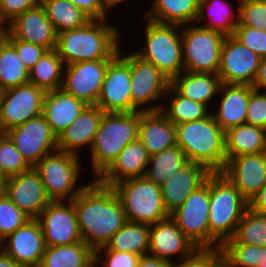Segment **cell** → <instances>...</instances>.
<instances>
[{
	"instance_id": "obj_1",
	"label": "cell",
	"mask_w": 266,
	"mask_h": 267,
	"mask_svg": "<svg viewBox=\"0 0 266 267\" xmlns=\"http://www.w3.org/2000/svg\"><path fill=\"white\" fill-rule=\"evenodd\" d=\"M92 180L72 201L82 241L95 251L128 220L115 190Z\"/></svg>"
},
{
	"instance_id": "obj_2",
	"label": "cell",
	"mask_w": 266,
	"mask_h": 267,
	"mask_svg": "<svg viewBox=\"0 0 266 267\" xmlns=\"http://www.w3.org/2000/svg\"><path fill=\"white\" fill-rule=\"evenodd\" d=\"M108 21V18L90 20L81 28L58 33L55 50L65 66L76 62L113 59L119 53V26Z\"/></svg>"
},
{
	"instance_id": "obj_3",
	"label": "cell",
	"mask_w": 266,
	"mask_h": 267,
	"mask_svg": "<svg viewBox=\"0 0 266 267\" xmlns=\"http://www.w3.org/2000/svg\"><path fill=\"white\" fill-rule=\"evenodd\" d=\"M176 143L187 160L205 166L211 173L221 172L226 164L225 131L212 114L204 119L175 125Z\"/></svg>"
},
{
	"instance_id": "obj_4",
	"label": "cell",
	"mask_w": 266,
	"mask_h": 267,
	"mask_svg": "<svg viewBox=\"0 0 266 267\" xmlns=\"http://www.w3.org/2000/svg\"><path fill=\"white\" fill-rule=\"evenodd\" d=\"M210 249L220 246L235 233L249 202L220 172L209 175Z\"/></svg>"
},
{
	"instance_id": "obj_5",
	"label": "cell",
	"mask_w": 266,
	"mask_h": 267,
	"mask_svg": "<svg viewBox=\"0 0 266 267\" xmlns=\"http://www.w3.org/2000/svg\"><path fill=\"white\" fill-rule=\"evenodd\" d=\"M140 111L104 112L89 151L94 179L117 158L120 151L138 139Z\"/></svg>"
},
{
	"instance_id": "obj_6",
	"label": "cell",
	"mask_w": 266,
	"mask_h": 267,
	"mask_svg": "<svg viewBox=\"0 0 266 267\" xmlns=\"http://www.w3.org/2000/svg\"><path fill=\"white\" fill-rule=\"evenodd\" d=\"M144 46L133 51L152 63L170 81L184 71L181 26L145 19Z\"/></svg>"
},
{
	"instance_id": "obj_7",
	"label": "cell",
	"mask_w": 266,
	"mask_h": 267,
	"mask_svg": "<svg viewBox=\"0 0 266 267\" xmlns=\"http://www.w3.org/2000/svg\"><path fill=\"white\" fill-rule=\"evenodd\" d=\"M130 222L152 225L168 218L161 186L145 177L122 180L112 186Z\"/></svg>"
},
{
	"instance_id": "obj_8",
	"label": "cell",
	"mask_w": 266,
	"mask_h": 267,
	"mask_svg": "<svg viewBox=\"0 0 266 267\" xmlns=\"http://www.w3.org/2000/svg\"><path fill=\"white\" fill-rule=\"evenodd\" d=\"M80 159L73 153L56 150L34 166L51 201H71L88 185L78 183L83 169Z\"/></svg>"
},
{
	"instance_id": "obj_9",
	"label": "cell",
	"mask_w": 266,
	"mask_h": 267,
	"mask_svg": "<svg viewBox=\"0 0 266 267\" xmlns=\"http://www.w3.org/2000/svg\"><path fill=\"white\" fill-rule=\"evenodd\" d=\"M118 54L130 66L132 112L161 110L170 80L152 63L142 60L132 50L125 54L121 46ZM162 98V103L157 104Z\"/></svg>"
},
{
	"instance_id": "obj_10",
	"label": "cell",
	"mask_w": 266,
	"mask_h": 267,
	"mask_svg": "<svg viewBox=\"0 0 266 267\" xmlns=\"http://www.w3.org/2000/svg\"><path fill=\"white\" fill-rule=\"evenodd\" d=\"M184 70L218 74L225 36L194 24L181 26Z\"/></svg>"
},
{
	"instance_id": "obj_11",
	"label": "cell",
	"mask_w": 266,
	"mask_h": 267,
	"mask_svg": "<svg viewBox=\"0 0 266 267\" xmlns=\"http://www.w3.org/2000/svg\"><path fill=\"white\" fill-rule=\"evenodd\" d=\"M209 176L184 203L170 214L184 235L198 249H210Z\"/></svg>"
},
{
	"instance_id": "obj_12",
	"label": "cell",
	"mask_w": 266,
	"mask_h": 267,
	"mask_svg": "<svg viewBox=\"0 0 266 267\" xmlns=\"http://www.w3.org/2000/svg\"><path fill=\"white\" fill-rule=\"evenodd\" d=\"M45 94L43 89L31 83L2 90L0 99L1 133L42 115Z\"/></svg>"
},
{
	"instance_id": "obj_13",
	"label": "cell",
	"mask_w": 266,
	"mask_h": 267,
	"mask_svg": "<svg viewBox=\"0 0 266 267\" xmlns=\"http://www.w3.org/2000/svg\"><path fill=\"white\" fill-rule=\"evenodd\" d=\"M5 133L32 167L45 155L58 150L57 135L42 115L15 126Z\"/></svg>"
},
{
	"instance_id": "obj_14",
	"label": "cell",
	"mask_w": 266,
	"mask_h": 267,
	"mask_svg": "<svg viewBox=\"0 0 266 267\" xmlns=\"http://www.w3.org/2000/svg\"><path fill=\"white\" fill-rule=\"evenodd\" d=\"M46 246L82 241L73 201H51L37 218Z\"/></svg>"
},
{
	"instance_id": "obj_15",
	"label": "cell",
	"mask_w": 266,
	"mask_h": 267,
	"mask_svg": "<svg viewBox=\"0 0 266 267\" xmlns=\"http://www.w3.org/2000/svg\"><path fill=\"white\" fill-rule=\"evenodd\" d=\"M111 60H90L65 66L61 88L87 105H96Z\"/></svg>"
},
{
	"instance_id": "obj_16",
	"label": "cell",
	"mask_w": 266,
	"mask_h": 267,
	"mask_svg": "<svg viewBox=\"0 0 266 267\" xmlns=\"http://www.w3.org/2000/svg\"><path fill=\"white\" fill-rule=\"evenodd\" d=\"M261 57L233 36H225L218 75L223 84L252 85Z\"/></svg>"
},
{
	"instance_id": "obj_17",
	"label": "cell",
	"mask_w": 266,
	"mask_h": 267,
	"mask_svg": "<svg viewBox=\"0 0 266 267\" xmlns=\"http://www.w3.org/2000/svg\"><path fill=\"white\" fill-rule=\"evenodd\" d=\"M96 105L104 112H132L130 66L119 54L108 64Z\"/></svg>"
},
{
	"instance_id": "obj_18",
	"label": "cell",
	"mask_w": 266,
	"mask_h": 267,
	"mask_svg": "<svg viewBox=\"0 0 266 267\" xmlns=\"http://www.w3.org/2000/svg\"><path fill=\"white\" fill-rule=\"evenodd\" d=\"M197 250L170 216L149 225L148 254L175 263L191 257Z\"/></svg>"
},
{
	"instance_id": "obj_19",
	"label": "cell",
	"mask_w": 266,
	"mask_h": 267,
	"mask_svg": "<svg viewBox=\"0 0 266 267\" xmlns=\"http://www.w3.org/2000/svg\"><path fill=\"white\" fill-rule=\"evenodd\" d=\"M3 192L31 219H37L51 202L40 175L34 167L6 178Z\"/></svg>"
},
{
	"instance_id": "obj_20",
	"label": "cell",
	"mask_w": 266,
	"mask_h": 267,
	"mask_svg": "<svg viewBox=\"0 0 266 267\" xmlns=\"http://www.w3.org/2000/svg\"><path fill=\"white\" fill-rule=\"evenodd\" d=\"M223 174L250 202L266 184V152L226 159Z\"/></svg>"
},
{
	"instance_id": "obj_21",
	"label": "cell",
	"mask_w": 266,
	"mask_h": 267,
	"mask_svg": "<svg viewBox=\"0 0 266 267\" xmlns=\"http://www.w3.org/2000/svg\"><path fill=\"white\" fill-rule=\"evenodd\" d=\"M0 248L21 267H39L46 245L38 220H29L8 235Z\"/></svg>"
},
{
	"instance_id": "obj_22",
	"label": "cell",
	"mask_w": 266,
	"mask_h": 267,
	"mask_svg": "<svg viewBox=\"0 0 266 267\" xmlns=\"http://www.w3.org/2000/svg\"><path fill=\"white\" fill-rule=\"evenodd\" d=\"M8 28L7 39H19L47 50L56 47L58 34L41 4L18 15L9 23Z\"/></svg>"
},
{
	"instance_id": "obj_23",
	"label": "cell",
	"mask_w": 266,
	"mask_h": 267,
	"mask_svg": "<svg viewBox=\"0 0 266 267\" xmlns=\"http://www.w3.org/2000/svg\"><path fill=\"white\" fill-rule=\"evenodd\" d=\"M104 111L97 105H87L81 114L57 136L59 151L81 156L84 147L91 145Z\"/></svg>"
},
{
	"instance_id": "obj_24",
	"label": "cell",
	"mask_w": 266,
	"mask_h": 267,
	"mask_svg": "<svg viewBox=\"0 0 266 267\" xmlns=\"http://www.w3.org/2000/svg\"><path fill=\"white\" fill-rule=\"evenodd\" d=\"M211 172L199 163L188 162L161 185L162 199L169 215L207 179Z\"/></svg>"
},
{
	"instance_id": "obj_25",
	"label": "cell",
	"mask_w": 266,
	"mask_h": 267,
	"mask_svg": "<svg viewBox=\"0 0 266 267\" xmlns=\"http://www.w3.org/2000/svg\"><path fill=\"white\" fill-rule=\"evenodd\" d=\"M148 162L149 154L143 143L137 139L126 145L96 180L102 185L112 187L125 179L144 177Z\"/></svg>"
},
{
	"instance_id": "obj_26",
	"label": "cell",
	"mask_w": 266,
	"mask_h": 267,
	"mask_svg": "<svg viewBox=\"0 0 266 267\" xmlns=\"http://www.w3.org/2000/svg\"><path fill=\"white\" fill-rule=\"evenodd\" d=\"M252 85L221 84L218 106L211 111L216 123L226 132L229 128L246 123ZM221 99V100H220Z\"/></svg>"
},
{
	"instance_id": "obj_27",
	"label": "cell",
	"mask_w": 266,
	"mask_h": 267,
	"mask_svg": "<svg viewBox=\"0 0 266 267\" xmlns=\"http://www.w3.org/2000/svg\"><path fill=\"white\" fill-rule=\"evenodd\" d=\"M138 139L149 156L176 145V127L160 111H140Z\"/></svg>"
},
{
	"instance_id": "obj_28",
	"label": "cell",
	"mask_w": 266,
	"mask_h": 267,
	"mask_svg": "<svg viewBox=\"0 0 266 267\" xmlns=\"http://www.w3.org/2000/svg\"><path fill=\"white\" fill-rule=\"evenodd\" d=\"M87 104L65 92L62 88L46 92L42 116L58 136L83 111Z\"/></svg>"
},
{
	"instance_id": "obj_29",
	"label": "cell",
	"mask_w": 266,
	"mask_h": 267,
	"mask_svg": "<svg viewBox=\"0 0 266 267\" xmlns=\"http://www.w3.org/2000/svg\"><path fill=\"white\" fill-rule=\"evenodd\" d=\"M222 82L218 74L183 71L170 81V85L182 96L195 102H200L212 108L209 104L215 101Z\"/></svg>"
},
{
	"instance_id": "obj_30",
	"label": "cell",
	"mask_w": 266,
	"mask_h": 267,
	"mask_svg": "<svg viewBox=\"0 0 266 267\" xmlns=\"http://www.w3.org/2000/svg\"><path fill=\"white\" fill-rule=\"evenodd\" d=\"M235 6L228 0H200L195 24L224 36H233L239 23V4Z\"/></svg>"
},
{
	"instance_id": "obj_31",
	"label": "cell",
	"mask_w": 266,
	"mask_h": 267,
	"mask_svg": "<svg viewBox=\"0 0 266 267\" xmlns=\"http://www.w3.org/2000/svg\"><path fill=\"white\" fill-rule=\"evenodd\" d=\"M200 0H152L143 18L184 26L194 24L197 19Z\"/></svg>"
},
{
	"instance_id": "obj_32",
	"label": "cell",
	"mask_w": 266,
	"mask_h": 267,
	"mask_svg": "<svg viewBox=\"0 0 266 267\" xmlns=\"http://www.w3.org/2000/svg\"><path fill=\"white\" fill-rule=\"evenodd\" d=\"M266 152V129L241 124L225 132L226 159L239 155L259 154Z\"/></svg>"
},
{
	"instance_id": "obj_33",
	"label": "cell",
	"mask_w": 266,
	"mask_h": 267,
	"mask_svg": "<svg viewBox=\"0 0 266 267\" xmlns=\"http://www.w3.org/2000/svg\"><path fill=\"white\" fill-rule=\"evenodd\" d=\"M97 250L147 255L149 253V225L127 221L104 247Z\"/></svg>"
},
{
	"instance_id": "obj_34",
	"label": "cell",
	"mask_w": 266,
	"mask_h": 267,
	"mask_svg": "<svg viewBox=\"0 0 266 267\" xmlns=\"http://www.w3.org/2000/svg\"><path fill=\"white\" fill-rule=\"evenodd\" d=\"M65 64L55 49L47 50L29 70V83L45 92L60 89L63 83Z\"/></svg>"
},
{
	"instance_id": "obj_35",
	"label": "cell",
	"mask_w": 266,
	"mask_h": 267,
	"mask_svg": "<svg viewBox=\"0 0 266 267\" xmlns=\"http://www.w3.org/2000/svg\"><path fill=\"white\" fill-rule=\"evenodd\" d=\"M95 256L83 241L62 246H46L39 267H82Z\"/></svg>"
},
{
	"instance_id": "obj_36",
	"label": "cell",
	"mask_w": 266,
	"mask_h": 267,
	"mask_svg": "<svg viewBox=\"0 0 266 267\" xmlns=\"http://www.w3.org/2000/svg\"><path fill=\"white\" fill-rule=\"evenodd\" d=\"M188 162L184 151L177 144L173 145L149 156L144 177L161 186Z\"/></svg>"
},
{
	"instance_id": "obj_37",
	"label": "cell",
	"mask_w": 266,
	"mask_h": 267,
	"mask_svg": "<svg viewBox=\"0 0 266 267\" xmlns=\"http://www.w3.org/2000/svg\"><path fill=\"white\" fill-rule=\"evenodd\" d=\"M165 96H167L166 100L169 97V102H166L168 106L163 102L160 111L174 125L204 119L211 114L207 105L180 95L171 85H169Z\"/></svg>"
},
{
	"instance_id": "obj_38",
	"label": "cell",
	"mask_w": 266,
	"mask_h": 267,
	"mask_svg": "<svg viewBox=\"0 0 266 267\" xmlns=\"http://www.w3.org/2000/svg\"><path fill=\"white\" fill-rule=\"evenodd\" d=\"M47 18L58 33L81 28L91 19L69 0H41Z\"/></svg>"
},
{
	"instance_id": "obj_39",
	"label": "cell",
	"mask_w": 266,
	"mask_h": 267,
	"mask_svg": "<svg viewBox=\"0 0 266 267\" xmlns=\"http://www.w3.org/2000/svg\"><path fill=\"white\" fill-rule=\"evenodd\" d=\"M29 83V70L8 41L0 43V88L2 90Z\"/></svg>"
},
{
	"instance_id": "obj_40",
	"label": "cell",
	"mask_w": 266,
	"mask_h": 267,
	"mask_svg": "<svg viewBox=\"0 0 266 267\" xmlns=\"http://www.w3.org/2000/svg\"><path fill=\"white\" fill-rule=\"evenodd\" d=\"M224 243L266 246V215L248 208L238 223L233 237Z\"/></svg>"
},
{
	"instance_id": "obj_41",
	"label": "cell",
	"mask_w": 266,
	"mask_h": 267,
	"mask_svg": "<svg viewBox=\"0 0 266 267\" xmlns=\"http://www.w3.org/2000/svg\"><path fill=\"white\" fill-rule=\"evenodd\" d=\"M220 252L231 267H259L266 263V246L223 243Z\"/></svg>"
},
{
	"instance_id": "obj_42",
	"label": "cell",
	"mask_w": 266,
	"mask_h": 267,
	"mask_svg": "<svg viewBox=\"0 0 266 267\" xmlns=\"http://www.w3.org/2000/svg\"><path fill=\"white\" fill-rule=\"evenodd\" d=\"M32 166L17 150L6 133L0 134V171L8 178L30 170Z\"/></svg>"
},
{
	"instance_id": "obj_43",
	"label": "cell",
	"mask_w": 266,
	"mask_h": 267,
	"mask_svg": "<svg viewBox=\"0 0 266 267\" xmlns=\"http://www.w3.org/2000/svg\"><path fill=\"white\" fill-rule=\"evenodd\" d=\"M31 218L20 210L3 192L0 193V242Z\"/></svg>"
},
{
	"instance_id": "obj_44",
	"label": "cell",
	"mask_w": 266,
	"mask_h": 267,
	"mask_svg": "<svg viewBox=\"0 0 266 267\" xmlns=\"http://www.w3.org/2000/svg\"><path fill=\"white\" fill-rule=\"evenodd\" d=\"M266 31V0H251L239 4V23Z\"/></svg>"
},
{
	"instance_id": "obj_45",
	"label": "cell",
	"mask_w": 266,
	"mask_h": 267,
	"mask_svg": "<svg viewBox=\"0 0 266 267\" xmlns=\"http://www.w3.org/2000/svg\"><path fill=\"white\" fill-rule=\"evenodd\" d=\"M233 37L242 45L259 55L266 57V31L249 26H236Z\"/></svg>"
},
{
	"instance_id": "obj_46",
	"label": "cell",
	"mask_w": 266,
	"mask_h": 267,
	"mask_svg": "<svg viewBox=\"0 0 266 267\" xmlns=\"http://www.w3.org/2000/svg\"><path fill=\"white\" fill-rule=\"evenodd\" d=\"M246 124L266 129V92L264 90H251Z\"/></svg>"
},
{
	"instance_id": "obj_47",
	"label": "cell",
	"mask_w": 266,
	"mask_h": 267,
	"mask_svg": "<svg viewBox=\"0 0 266 267\" xmlns=\"http://www.w3.org/2000/svg\"><path fill=\"white\" fill-rule=\"evenodd\" d=\"M95 257L100 267H137L141 256L114 250H95Z\"/></svg>"
},
{
	"instance_id": "obj_48",
	"label": "cell",
	"mask_w": 266,
	"mask_h": 267,
	"mask_svg": "<svg viewBox=\"0 0 266 267\" xmlns=\"http://www.w3.org/2000/svg\"><path fill=\"white\" fill-rule=\"evenodd\" d=\"M7 40L15 47L18 56L24 62L28 70H30L47 51L46 48L40 45L28 43L19 39Z\"/></svg>"
},
{
	"instance_id": "obj_49",
	"label": "cell",
	"mask_w": 266,
	"mask_h": 267,
	"mask_svg": "<svg viewBox=\"0 0 266 267\" xmlns=\"http://www.w3.org/2000/svg\"><path fill=\"white\" fill-rule=\"evenodd\" d=\"M220 258V249H198L191 257L176 262V267H212Z\"/></svg>"
},
{
	"instance_id": "obj_50",
	"label": "cell",
	"mask_w": 266,
	"mask_h": 267,
	"mask_svg": "<svg viewBox=\"0 0 266 267\" xmlns=\"http://www.w3.org/2000/svg\"><path fill=\"white\" fill-rule=\"evenodd\" d=\"M41 0H3L0 5L1 16L10 23L18 15L36 7Z\"/></svg>"
},
{
	"instance_id": "obj_51",
	"label": "cell",
	"mask_w": 266,
	"mask_h": 267,
	"mask_svg": "<svg viewBox=\"0 0 266 267\" xmlns=\"http://www.w3.org/2000/svg\"><path fill=\"white\" fill-rule=\"evenodd\" d=\"M91 20H104L110 16L101 0H69Z\"/></svg>"
},
{
	"instance_id": "obj_52",
	"label": "cell",
	"mask_w": 266,
	"mask_h": 267,
	"mask_svg": "<svg viewBox=\"0 0 266 267\" xmlns=\"http://www.w3.org/2000/svg\"><path fill=\"white\" fill-rule=\"evenodd\" d=\"M249 208L254 212L266 215V184L249 202Z\"/></svg>"
},
{
	"instance_id": "obj_53",
	"label": "cell",
	"mask_w": 266,
	"mask_h": 267,
	"mask_svg": "<svg viewBox=\"0 0 266 267\" xmlns=\"http://www.w3.org/2000/svg\"><path fill=\"white\" fill-rule=\"evenodd\" d=\"M252 87L254 90H266V57L260 60L258 72Z\"/></svg>"
},
{
	"instance_id": "obj_54",
	"label": "cell",
	"mask_w": 266,
	"mask_h": 267,
	"mask_svg": "<svg viewBox=\"0 0 266 267\" xmlns=\"http://www.w3.org/2000/svg\"><path fill=\"white\" fill-rule=\"evenodd\" d=\"M169 262L150 254L140 257L137 267H165Z\"/></svg>"
},
{
	"instance_id": "obj_55",
	"label": "cell",
	"mask_w": 266,
	"mask_h": 267,
	"mask_svg": "<svg viewBox=\"0 0 266 267\" xmlns=\"http://www.w3.org/2000/svg\"><path fill=\"white\" fill-rule=\"evenodd\" d=\"M0 267H21L0 248Z\"/></svg>"
},
{
	"instance_id": "obj_56",
	"label": "cell",
	"mask_w": 266,
	"mask_h": 267,
	"mask_svg": "<svg viewBox=\"0 0 266 267\" xmlns=\"http://www.w3.org/2000/svg\"><path fill=\"white\" fill-rule=\"evenodd\" d=\"M9 23L0 14V43L7 40L9 34Z\"/></svg>"
},
{
	"instance_id": "obj_57",
	"label": "cell",
	"mask_w": 266,
	"mask_h": 267,
	"mask_svg": "<svg viewBox=\"0 0 266 267\" xmlns=\"http://www.w3.org/2000/svg\"><path fill=\"white\" fill-rule=\"evenodd\" d=\"M101 1H102L103 6L105 7V9L108 12H111L109 10H111V9L114 10L115 6H117V5L119 6V4L122 5L121 3H123V2L127 3L128 0H101Z\"/></svg>"
},
{
	"instance_id": "obj_58",
	"label": "cell",
	"mask_w": 266,
	"mask_h": 267,
	"mask_svg": "<svg viewBox=\"0 0 266 267\" xmlns=\"http://www.w3.org/2000/svg\"><path fill=\"white\" fill-rule=\"evenodd\" d=\"M212 267H231L222 257Z\"/></svg>"
},
{
	"instance_id": "obj_59",
	"label": "cell",
	"mask_w": 266,
	"mask_h": 267,
	"mask_svg": "<svg viewBox=\"0 0 266 267\" xmlns=\"http://www.w3.org/2000/svg\"><path fill=\"white\" fill-rule=\"evenodd\" d=\"M82 267H100V266L96 257L94 256L87 264H85Z\"/></svg>"
},
{
	"instance_id": "obj_60",
	"label": "cell",
	"mask_w": 266,
	"mask_h": 267,
	"mask_svg": "<svg viewBox=\"0 0 266 267\" xmlns=\"http://www.w3.org/2000/svg\"><path fill=\"white\" fill-rule=\"evenodd\" d=\"M5 181H6V178L0 171V193H3L4 191Z\"/></svg>"
},
{
	"instance_id": "obj_61",
	"label": "cell",
	"mask_w": 266,
	"mask_h": 267,
	"mask_svg": "<svg viewBox=\"0 0 266 267\" xmlns=\"http://www.w3.org/2000/svg\"><path fill=\"white\" fill-rule=\"evenodd\" d=\"M165 267H176V262L168 263Z\"/></svg>"
},
{
	"instance_id": "obj_62",
	"label": "cell",
	"mask_w": 266,
	"mask_h": 267,
	"mask_svg": "<svg viewBox=\"0 0 266 267\" xmlns=\"http://www.w3.org/2000/svg\"><path fill=\"white\" fill-rule=\"evenodd\" d=\"M246 1H251V0H236V2H237L238 4L243 3V2H246Z\"/></svg>"
},
{
	"instance_id": "obj_63",
	"label": "cell",
	"mask_w": 266,
	"mask_h": 267,
	"mask_svg": "<svg viewBox=\"0 0 266 267\" xmlns=\"http://www.w3.org/2000/svg\"><path fill=\"white\" fill-rule=\"evenodd\" d=\"M259 267H266V263L265 264H261Z\"/></svg>"
},
{
	"instance_id": "obj_64",
	"label": "cell",
	"mask_w": 266,
	"mask_h": 267,
	"mask_svg": "<svg viewBox=\"0 0 266 267\" xmlns=\"http://www.w3.org/2000/svg\"><path fill=\"white\" fill-rule=\"evenodd\" d=\"M2 89L0 88V99H1Z\"/></svg>"
}]
</instances>
